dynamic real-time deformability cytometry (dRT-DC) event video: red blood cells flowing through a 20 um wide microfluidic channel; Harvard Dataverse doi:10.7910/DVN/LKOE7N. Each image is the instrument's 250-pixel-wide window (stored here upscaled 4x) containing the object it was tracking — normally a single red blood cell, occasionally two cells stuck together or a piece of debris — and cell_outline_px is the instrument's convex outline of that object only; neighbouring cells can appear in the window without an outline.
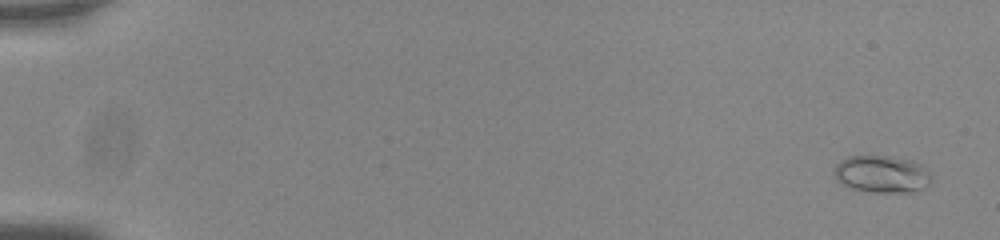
{"species": "common noctule bat (a hibernating species)", "species_latin": "Nyctalus noctula", "temperature_condition": "room temperature", "stored_images_in_passage": 57, "camera_frame_rate_fps": 3000, "um_per_image_px": 0.085, "animal": {"sex": "male", "body_mass_g": 20.0, "forearm_length_mm": 53.3}, "frame": {"image": 1, "passage_image": 3, "time_ms": 0.667, "image_size_px": [1000, 240], "cell_outline_px": [[932, 180], [928, 188], [912, 192], [872, 192], [852, 188], [836, 180], [832, 172], [836, 164], [840, 160], [848, 156], [888, 156], [912, 160], [924, 164], [932, 176]], "centroid_in_image_um": [75.01, 14.8], "position_along_channel_um": 10.0, "area_um2": 21.56}}
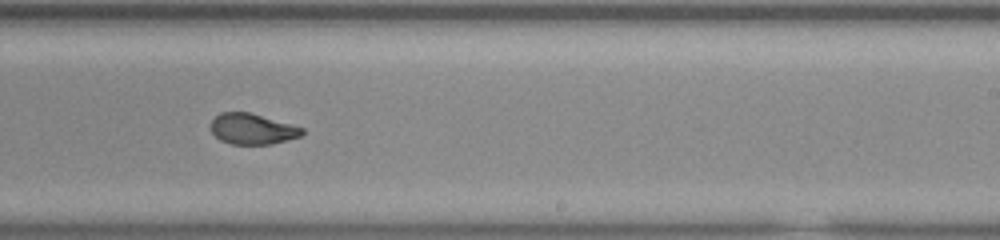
{"frame": {"image": 2, "passage_image": 37, "time_ms": 12.0, "image_size_px": [1000, 240], "cell_outline_px": [[304, 132], [300, 136], [272, 144], [232, 144], [220, 140], [212, 132], [212, 120], [220, 112], [248, 112], [292, 124], [304, 128]], "centroid_in_image_um": [21.46, 10.96], "position_along_channel_um": 267.5, "area_um2": 16.18}}
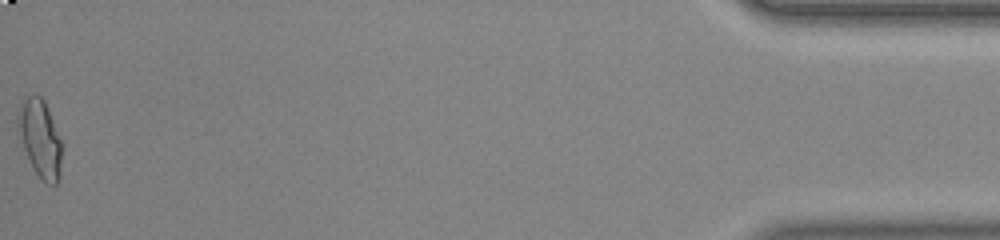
{"frame": {"image": 3, "passage_image": 57, "time_ms": 18.667, "image_size_px": [1000, 240], "cell_outline_px": [[64, 144], [56, 184], [48, 184], [36, 172], [24, 148], [16, 120], [20, 108], [24, 100], [28, 96], [40, 96], [44, 100]], "centroid_in_image_um": [3.45, 11.74], "position_along_channel_um": 431.8, "area_um2": 19.25}, "authors_computed_cell_mechanics": {"area_um2": 17.5134, "velocity_mm_per_s": 3.7803, "shape_relaxation_time_tau1_ms": 8.1691, "shape_relaxation_time_tau2_ms": 1.1363, "deformation_change_tau1": 0.2573, "deformation_change_tau2": 0.0676}}